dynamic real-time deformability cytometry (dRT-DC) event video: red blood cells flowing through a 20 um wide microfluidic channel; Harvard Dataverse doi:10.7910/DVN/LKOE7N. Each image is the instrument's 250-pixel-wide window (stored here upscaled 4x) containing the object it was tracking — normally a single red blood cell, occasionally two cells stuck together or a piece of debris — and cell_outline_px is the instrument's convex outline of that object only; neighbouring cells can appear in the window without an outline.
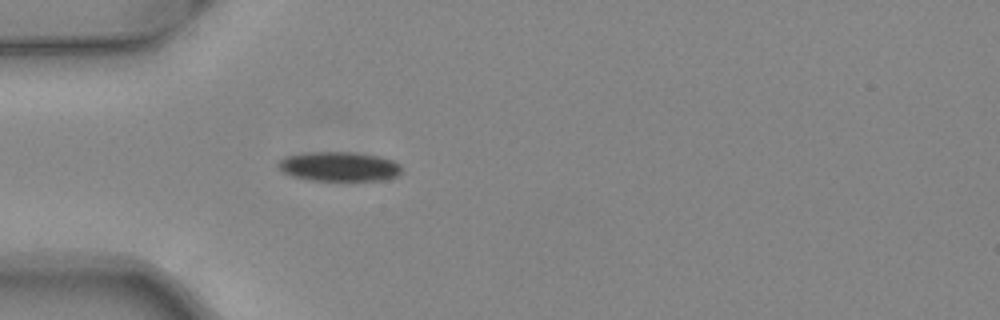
{"species": "common noctule bat (a hibernating species)", "species_latin": "Nyctalus noctula", "temperature_condition": "warm", "stored_images_in_passage": 22, "camera_frame_rate_fps": 3000, "um_per_image_px": 0.085, "animal": {"sex": "female", "body_mass_g": 24.6, "forearm_length_mm": 56.2}, "frame": {"image": 1, "passage_image": 1, "time_ms": 0.0, "image_size_px": [1000, 320], "cell_outline_px": [[400, 176], [384, 180], [312, 180], [288, 176], [280, 172], [276, 168], [276, 164], [284, 156], [308, 152], [352, 152], [380, 156], [392, 160], [400, 164]], "centroid_in_image_um": [28.76, 14.15], "position_along_channel_um": 56.2, "area_um2": 21.56}}
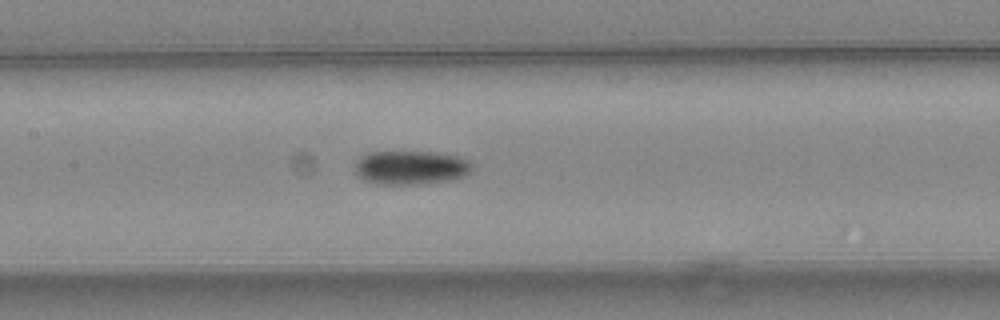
{"frame": {"image": 2, "passage_image": 10, "time_ms": 3.0, "image_size_px": [1000, 320], "cell_outline_px": [[472, 168], [464, 176], [452, 180], [416, 184], [380, 184], [364, 180], [356, 176], [356, 160], [360, 156], [368, 152], [440, 152], [456, 156], [468, 160], [472, 164]], "centroid_in_image_um": [34.9, 14.24], "position_along_channel_um": 172.5, "area_um2": 23.18}}
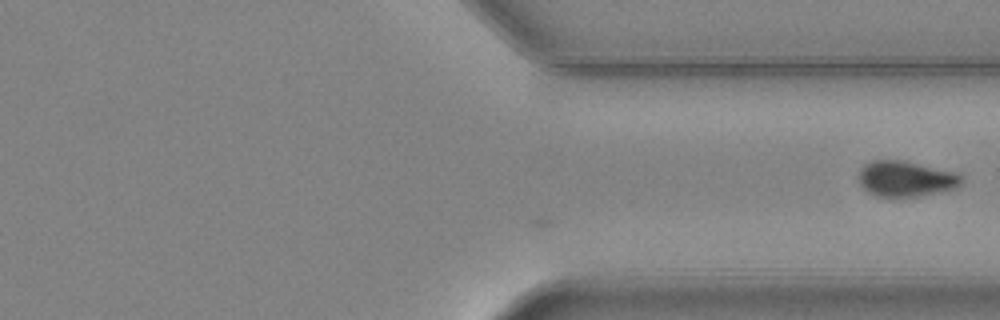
{"frame": {"image": 3, "passage_image": 22, "time_ms": 7.0, "image_size_px": [1000, 320], "cell_outline_px": [[964, 184], [956, 188], [940, 192], [920, 196], [876, 196], [868, 192], [860, 184], [856, 176], [860, 168], [864, 164], [872, 160], [900, 160], [956, 172], [964, 176]], "centroid_in_image_um": [77.0, 15.19], "position_along_channel_um": 334.4, "area_um2": 21.62}}